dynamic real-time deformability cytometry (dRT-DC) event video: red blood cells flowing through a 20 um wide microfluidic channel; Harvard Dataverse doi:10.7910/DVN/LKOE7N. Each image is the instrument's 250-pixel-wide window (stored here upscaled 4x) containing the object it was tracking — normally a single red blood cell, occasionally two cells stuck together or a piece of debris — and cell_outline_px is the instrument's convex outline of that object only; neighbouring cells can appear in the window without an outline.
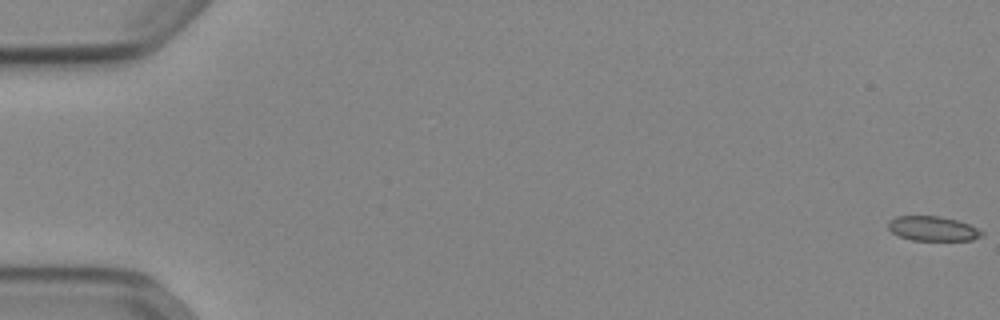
{"species": "Egyptian fruit bat (a non-hibernating species)", "species_latin": "Rousettus aegyptiacus", "temperature_condition": "cold", "stored_images_in_passage": 55, "camera_frame_rate_fps": 3000, "um_per_image_px": 0.085, "animal": {"sex": "female"}, "frame": {"image": 1, "passage_image": 1, "time_ms": 0.0, "image_size_px": [1000, 320], "cell_outline_px": [[984, 236], [972, 240], [912, 240], [900, 236], [892, 232], [888, 228], [888, 220], [896, 216], [940, 216], [956, 220], [968, 224], [984, 232]], "centroid_in_image_um": [79.28, 19.43], "position_along_channel_um": 5.7, "area_um2": 13.41}}
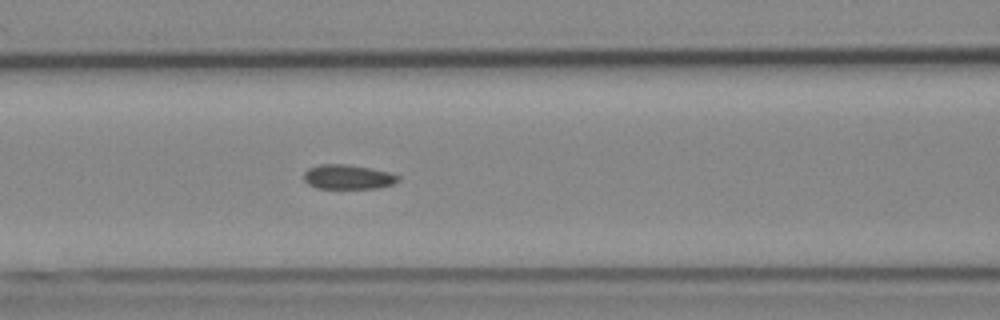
{"frame": {"image": 2, "passage_image": 24, "time_ms": 7.667, "image_size_px": [1000, 320], "cell_outline_px": [[400, 180], [392, 184], [380, 188], [316, 188], [308, 184], [304, 180], [304, 172], [308, 168], [320, 164], [348, 164], [388, 172], [400, 176]], "centroid_in_image_um": [29.56, 15.04], "position_along_channel_um": 137.0, "area_um2": 13.47}}
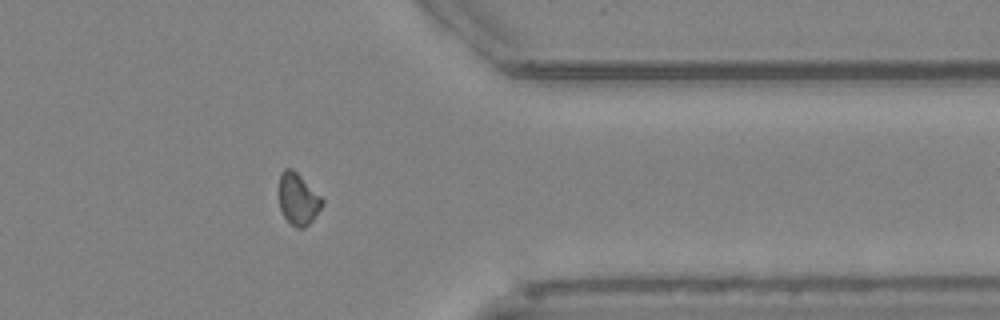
{"frame": {"image": 3, "passage_image": 44, "time_ms": 14.333, "image_size_px": [1000, 320], "cell_outline_px": [[324, 204], [312, 220], [304, 228], [296, 228], [284, 216], [280, 208], [280, 172], [284, 168], [292, 168], [324, 200]], "centroid_in_image_um": [25.34, 16.92], "position_along_channel_um": 386.1, "area_um2": 12.72}, "authors_computed_cell_mechanics": {"area_um2": 13.583, "velocity_mm_per_s": 3.8889, "shape_relaxation_time_tau1_ms": 8.0344, "shape_relaxation_time_tau2_ms": 8.5393, "deformation_change_tau1": 0.1137, "deformation_change_tau2": 0.0642}}